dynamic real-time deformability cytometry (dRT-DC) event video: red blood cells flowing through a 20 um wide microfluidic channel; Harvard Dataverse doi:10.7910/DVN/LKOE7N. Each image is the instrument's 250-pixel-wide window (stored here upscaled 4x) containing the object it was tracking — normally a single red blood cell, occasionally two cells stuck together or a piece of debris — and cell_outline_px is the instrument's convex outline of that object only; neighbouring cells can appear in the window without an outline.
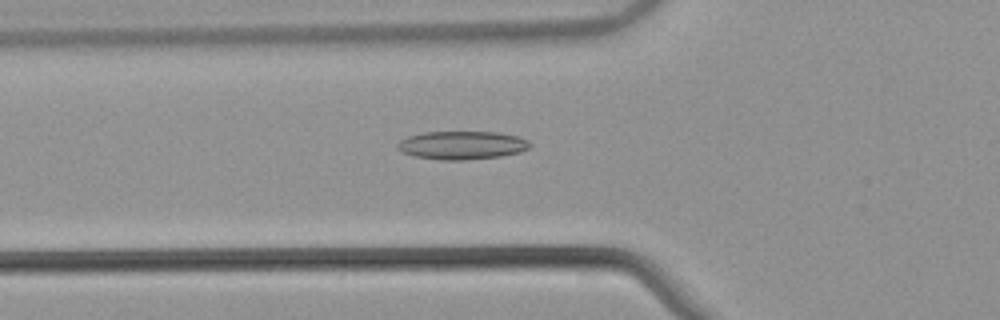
{"species": "common noctule bat (a hibernating species)", "species_latin": "Nyctalus noctula", "temperature_condition": "warm", "stored_images_in_passage": 50, "camera_frame_rate_fps": 3000, "um_per_image_px": 0.085, "animal": {"sex": "male", "body_mass_g": 21.5, "forearm_length_mm": 52.0}, "frame": {"image": 1, "passage_image": 20, "time_ms": 6.333, "image_size_px": [1000, 320], "cell_outline_px": [[532, 144], [528, 148], [520, 152], [500, 156], [464, 160], [440, 160], [412, 156], [400, 152], [396, 148], [396, 144], [400, 140], [408, 136], [424, 132], [500, 132], [516, 136], [528, 140]], "centroid_in_image_um": [39.22, 12.34], "position_along_channel_um": 86.6, "area_um2": 22.02}}
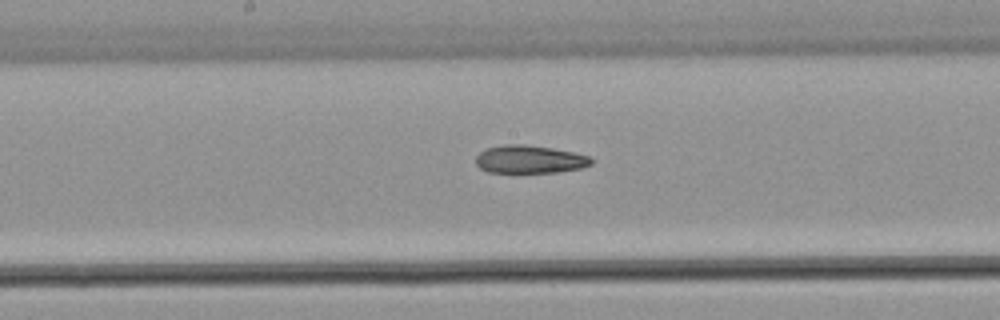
{"frame": {"image": 2, "passage_image": 29, "time_ms": 9.333, "image_size_px": [1000, 320], "cell_outline_px": [[592, 164], [580, 168], [556, 172], [488, 172], [480, 168], [476, 164], [476, 156], [480, 152], [488, 148], [504, 144], [524, 144], [552, 148], [572, 152], [588, 156], [592, 160]], "centroid_in_image_um": [44.99, 13.54], "position_along_channel_um": 203.2, "area_um2": 18.61}}
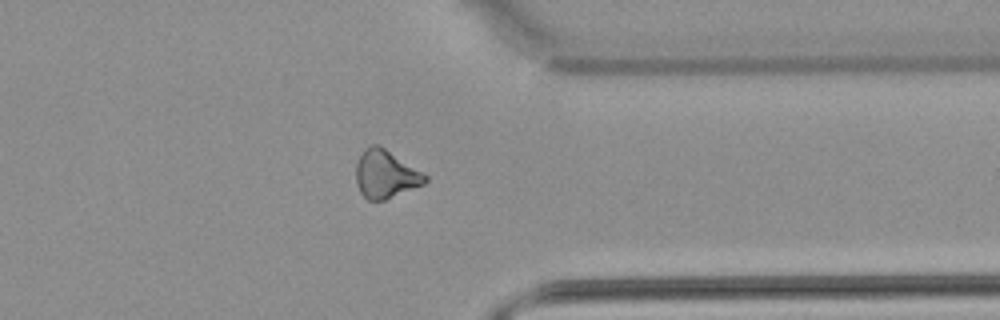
{"frame": {"image": 3, "passage_image": 43, "time_ms": 14.0, "image_size_px": [1000, 320], "cell_outline_px": [[428, 180], [424, 184], [384, 200], [368, 200], [360, 192], [356, 184], [356, 164], [364, 148], [372, 144], [380, 144], [428, 176]], "centroid_in_image_um": [32.76, 14.79], "position_along_channel_um": 378.6, "area_um2": 19.36}}